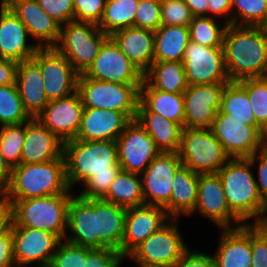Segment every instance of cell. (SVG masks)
<instances>
[{
	"instance_id": "1",
	"label": "cell",
	"mask_w": 267,
	"mask_h": 267,
	"mask_svg": "<svg viewBox=\"0 0 267 267\" xmlns=\"http://www.w3.org/2000/svg\"><path fill=\"white\" fill-rule=\"evenodd\" d=\"M63 157L69 188L82 182L85 188L79 195L84 198H103L121 170L116 141L69 140Z\"/></svg>"
},
{
	"instance_id": "2",
	"label": "cell",
	"mask_w": 267,
	"mask_h": 267,
	"mask_svg": "<svg viewBox=\"0 0 267 267\" xmlns=\"http://www.w3.org/2000/svg\"><path fill=\"white\" fill-rule=\"evenodd\" d=\"M223 49L231 81L267 77V33L262 27L228 25Z\"/></svg>"
},
{
	"instance_id": "3",
	"label": "cell",
	"mask_w": 267,
	"mask_h": 267,
	"mask_svg": "<svg viewBox=\"0 0 267 267\" xmlns=\"http://www.w3.org/2000/svg\"><path fill=\"white\" fill-rule=\"evenodd\" d=\"M66 179L65 160L17 165L12 168L7 190L0 199L9 207L17 200L70 193Z\"/></svg>"
},
{
	"instance_id": "4",
	"label": "cell",
	"mask_w": 267,
	"mask_h": 267,
	"mask_svg": "<svg viewBox=\"0 0 267 267\" xmlns=\"http://www.w3.org/2000/svg\"><path fill=\"white\" fill-rule=\"evenodd\" d=\"M247 158H230L217 172L230 211L242 222L258 219L263 201L258 193L256 177Z\"/></svg>"
},
{
	"instance_id": "5",
	"label": "cell",
	"mask_w": 267,
	"mask_h": 267,
	"mask_svg": "<svg viewBox=\"0 0 267 267\" xmlns=\"http://www.w3.org/2000/svg\"><path fill=\"white\" fill-rule=\"evenodd\" d=\"M71 197V193H61L17 200L10 206L11 227L40 229L64 240Z\"/></svg>"
},
{
	"instance_id": "6",
	"label": "cell",
	"mask_w": 267,
	"mask_h": 267,
	"mask_svg": "<svg viewBox=\"0 0 267 267\" xmlns=\"http://www.w3.org/2000/svg\"><path fill=\"white\" fill-rule=\"evenodd\" d=\"M109 37L96 24L74 20L60 26V37L54 47L80 75L92 65Z\"/></svg>"
},
{
	"instance_id": "7",
	"label": "cell",
	"mask_w": 267,
	"mask_h": 267,
	"mask_svg": "<svg viewBox=\"0 0 267 267\" xmlns=\"http://www.w3.org/2000/svg\"><path fill=\"white\" fill-rule=\"evenodd\" d=\"M177 154L198 174L217 173L230 159L210 128H182Z\"/></svg>"
},
{
	"instance_id": "8",
	"label": "cell",
	"mask_w": 267,
	"mask_h": 267,
	"mask_svg": "<svg viewBox=\"0 0 267 267\" xmlns=\"http://www.w3.org/2000/svg\"><path fill=\"white\" fill-rule=\"evenodd\" d=\"M140 87L99 81L84 74H80L77 80V91L84 107L122 112L130 120L136 119Z\"/></svg>"
},
{
	"instance_id": "9",
	"label": "cell",
	"mask_w": 267,
	"mask_h": 267,
	"mask_svg": "<svg viewBox=\"0 0 267 267\" xmlns=\"http://www.w3.org/2000/svg\"><path fill=\"white\" fill-rule=\"evenodd\" d=\"M177 223L171 218L127 257L140 267H173L189 250Z\"/></svg>"
},
{
	"instance_id": "10",
	"label": "cell",
	"mask_w": 267,
	"mask_h": 267,
	"mask_svg": "<svg viewBox=\"0 0 267 267\" xmlns=\"http://www.w3.org/2000/svg\"><path fill=\"white\" fill-rule=\"evenodd\" d=\"M189 85L227 84L223 47H205L189 40L183 56Z\"/></svg>"
},
{
	"instance_id": "11",
	"label": "cell",
	"mask_w": 267,
	"mask_h": 267,
	"mask_svg": "<svg viewBox=\"0 0 267 267\" xmlns=\"http://www.w3.org/2000/svg\"><path fill=\"white\" fill-rule=\"evenodd\" d=\"M177 153L160 152L140 175L145 205L160 206L170 216L173 178L182 166Z\"/></svg>"
},
{
	"instance_id": "12",
	"label": "cell",
	"mask_w": 267,
	"mask_h": 267,
	"mask_svg": "<svg viewBox=\"0 0 267 267\" xmlns=\"http://www.w3.org/2000/svg\"><path fill=\"white\" fill-rule=\"evenodd\" d=\"M33 59L39 64L49 101L67 97L77 91L79 74L55 47H40Z\"/></svg>"
},
{
	"instance_id": "13",
	"label": "cell",
	"mask_w": 267,
	"mask_h": 267,
	"mask_svg": "<svg viewBox=\"0 0 267 267\" xmlns=\"http://www.w3.org/2000/svg\"><path fill=\"white\" fill-rule=\"evenodd\" d=\"M210 129L230 158H249L262 149L261 126L246 125L218 111Z\"/></svg>"
},
{
	"instance_id": "14",
	"label": "cell",
	"mask_w": 267,
	"mask_h": 267,
	"mask_svg": "<svg viewBox=\"0 0 267 267\" xmlns=\"http://www.w3.org/2000/svg\"><path fill=\"white\" fill-rule=\"evenodd\" d=\"M84 75L125 85H142L143 82V73L123 54L111 37L103 43L99 55Z\"/></svg>"
},
{
	"instance_id": "15",
	"label": "cell",
	"mask_w": 267,
	"mask_h": 267,
	"mask_svg": "<svg viewBox=\"0 0 267 267\" xmlns=\"http://www.w3.org/2000/svg\"><path fill=\"white\" fill-rule=\"evenodd\" d=\"M121 170L141 175L161 152L136 120H131L116 140Z\"/></svg>"
},
{
	"instance_id": "16",
	"label": "cell",
	"mask_w": 267,
	"mask_h": 267,
	"mask_svg": "<svg viewBox=\"0 0 267 267\" xmlns=\"http://www.w3.org/2000/svg\"><path fill=\"white\" fill-rule=\"evenodd\" d=\"M195 212L209 219L221 230L238 228L243 225L230 211L217 173L199 174L197 202L189 215Z\"/></svg>"
},
{
	"instance_id": "17",
	"label": "cell",
	"mask_w": 267,
	"mask_h": 267,
	"mask_svg": "<svg viewBox=\"0 0 267 267\" xmlns=\"http://www.w3.org/2000/svg\"><path fill=\"white\" fill-rule=\"evenodd\" d=\"M227 84L189 85L183 92L184 128H211Z\"/></svg>"
},
{
	"instance_id": "18",
	"label": "cell",
	"mask_w": 267,
	"mask_h": 267,
	"mask_svg": "<svg viewBox=\"0 0 267 267\" xmlns=\"http://www.w3.org/2000/svg\"><path fill=\"white\" fill-rule=\"evenodd\" d=\"M16 265L49 266L61 239L55 234L35 228L11 227Z\"/></svg>"
},
{
	"instance_id": "19",
	"label": "cell",
	"mask_w": 267,
	"mask_h": 267,
	"mask_svg": "<svg viewBox=\"0 0 267 267\" xmlns=\"http://www.w3.org/2000/svg\"><path fill=\"white\" fill-rule=\"evenodd\" d=\"M84 106L81 97L75 93L51 100L36 117L62 142L73 140L79 131Z\"/></svg>"
},
{
	"instance_id": "20",
	"label": "cell",
	"mask_w": 267,
	"mask_h": 267,
	"mask_svg": "<svg viewBox=\"0 0 267 267\" xmlns=\"http://www.w3.org/2000/svg\"><path fill=\"white\" fill-rule=\"evenodd\" d=\"M171 217L160 206L143 205L126 210L125 233L121 243L124 258L150 235L165 225Z\"/></svg>"
},
{
	"instance_id": "21",
	"label": "cell",
	"mask_w": 267,
	"mask_h": 267,
	"mask_svg": "<svg viewBox=\"0 0 267 267\" xmlns=\"http://www.w3.org/2000/svg\"><path fill=\"white\" fill-rule=\"evenodd\" d=\"M5 4L27 28L39 47H54L60 37V25L39 5L37 0H6Z\"/></svg>"
},
{
	"instance_id": "22",
	"label": "cell",
	"mask_w": 267,
	"mask_h": 267,
	"mask_svg": "<svg viewBox=\"0 0 267 267\" xmlns=\"http://www.w3.org/2000/svg\"><path fill=\"white\" fill-rule=\"evenodd\" d=\"M30 36L25 25L6 4H0V57L22 62L31 59L40 48L28 44Z\"/></svg>"
},
{
	"instance_id": "23",
	"label": "cell",
	"mask_w": 267,
	"mask_h": 267,
	"mask_svg": "<svg viewBox=\"0 0 267 267\" xmlns=\"http://www.w3.org/2000/svg\"><path fill=\"white\" fill-rule=\"evenodd\" d=\"M68 231L71 235L67 233L64 240L83 247L99 248L94 198L72 195L68 205Z\"/></svg>"
},
{
	"instance_id": "24",
	"label": "cell",
	"mask_w": 267,
	"mask_h": 267,
	"mask_svg": "<svg viewBox=\"0 0 267 267\" xmlns=\"http://www.w3.org/2000/svg\"><path fill=\"white\" fill-rule=\"evenodd\" d=\"M131 120L122 112L84 107L76 135L82 141H116Z\"/></svg>"
},
{
	"instance_id": "25",
	"label": "cell",
	"mask_w": 267,
	"mask_h": 267,
	"mask_svg": "<svg viewBox=\"0 0 267 267\" xmlns=\"http://www.w3.org/2000/svg\"><path fill=\"white\" fill-rule=\"evenodd\" d=\"M62 142L37 118L26 122L21 163H45L63 156Z\"/></svg>"
},
{
	"instance_id": "26",
	"label": "cell",
	"mask_w": 267,
	"mask_h": 267,
	"mask_svg": "<svg viewBox=\"0 0 267 267\" xmlns=\"http://www.w3.org/2000/svg\"><path fill=\"white\" fill-rule=\"evenodd\" d=\"M214 255V267H251V223L238 228L222 229Z\"/></svg>"
},
{
	"instance_id": "27",
	"label": "cell",
	"mask_w": 267,
	"mask_h": 267,
	"mask_svg": "<svg viewBox=\"0 0 267 267\" xmlns=\"http://www.w3.org/2000/svg\"><path fill=\"white\" fill-rule=\"evenodd\" d=\"M16 85L25 110L32 118H36L50 101L44 90L39 64L33 58L18 62Z\"/></svg>"
},
{
	"instance_id": "28",
	"label": "cell",
	"mask_w": 267,
	"mask_h": 267,
	"mask_svg": "<svg viewBox=\"0 0 267 267\" xmlns=\"http://www.w3.org/2000/svg\"><path fill=\"white\" fill-rule=\"evenodd\" d=\"M110 37L143 74L154 63V31L129 27L114 32Z\"/></svg>"
},
{
	"instance_id": "29",
	"label": "cell",
	"mask_w": 267,
	"mask_h": 267,
	"mask_svg": "<svg viewBox=\"0 0 267 267\" xmlns=\"http://www.w3.org/2000/svg\"><path fill=\"white\" fill-rule=\"evenodd\" d=\"M126 210L103 198H94L99 248H112L121 253L125 233Z\"/></svg>"
},
{
	"instance_id": "30",
	"label": "cell",
	"mask_w": 267,
	"mask_h": 267,
	"mask_svg": "<svg viewBox=\"0 0 267 267\" xmlns=\"http://www.w3.org/2000/svg\"><path fill=\"white\" fill-rule=\"evenodd\" d=\"M136 121L146 130L161 152L177 153L182 127L155 112H150L140 101Z\"/></svg>"
},
{
	"instance_id": "31",
	"label": "cell",
	"mask_w": 267,
	"mask_h": 267,
	"mask_svg": "<svg viewBox=\"0 0 267 267\" xmlns=\"http://www.w3.org/2000/svg\"><path fill=\"white\" fill-rule=\"evenodd\" d=\"M139 101L150 111L184 128L183 93H170L151 88L144 80L139 88Z\"/></svg>"
},
{
	"instance_id": "32",
	"label": "cell",
	"mask_w": 267,
	"mask_h": 267,
	"mask_svg": "<svg viewBox=\"0 0 267 267\" xmlns=\"http://www.w3.org/2000/svg\"><path fill=\"white\" fill-rule=\"evenodd\" d=\"M199 174L185 166H181L174 175L170 196V217L189 214L197 202Z\"/></svg>"
},
{
	"instance_id": "33",
	"label": "cell",
	"mask_w": 267,
	"mask_h": 267,
	"mask_svg": "<svg viewBox=\"0 0 267 267\" xmlns=\"http://www.w3.org/2000/svg\"><path fill=\"white\" fill-rule=\"evenodd\" d=\"M189 40V27L160 26L154 31V62H182Z\"/></svg>"
},
{
	"instance_id": "34",
	"label": "cell",
	"mask_w": 267,
	"mask_h": 267,
	"mask_svg": "<svg viewBox=\"0 0 267 267\" xmlns=\"http://www.w3.org/2000/svg\"><path fill=\"white\" fill-rule=\"evenodd\" d=\"M143 80L153 89L170 93H183L189 86L183 62H154Z\"/></svg>"
},
{
	"instance_id": "35",
	"label": "cell",
	"mask_w": 267,
	"mask_h": 267,
	"mask_svg": "<svg viewBox=\"0 0 267 267\" xmlns=\"http://www.w3.org/2000/svg\"><path fill=\"white\" fill-rule=\"evenodd\" d=\"M103 199L125 209L145 205L140 175L120 170Z\"/></svg>"
},
{
	"instance_id": "36",
	"label": "cell",
	"mask_w": 267,
	"mask_h": 267,
	"mask_svg": "<svg viewBox=\"0 0 267 267\" xmlns=\"http://www.w3.org/2000/svg\"><path fill=\"white\" fill-rule=\"evenodd\" d=\"M221 113L229 114V118L244 121V124L260 126L255 119L246 87L240 81H230L222 94Z\"/></svg>"
},
{
	"instance_id": "37",
	"label": "cell",
	"mask_w": 267,
	"mask_h": 267,
	"mask_svg": "<svg viewBox=\"0 0 267 267\" xmlns=\"http://www.w3.org/2000/svg\"><path fill=\"white\" fill-rule=\"evenodd\" d=\"M138 0H107L100 23L97 25L108 36L135 27Z\"/></svg>"
},
{
	"instance_id": "38",
	"label": "cell",
	"mask_w": 267,
	"mask_h": 267,
	"mask_svg": "<svg viewBox=\"0 0 267 267\" xmlns=\"http://www.w3.org/2000/svg\"><path fill=\"white\" fill-rule=\"evenodd\" d=\"M31 119L24 108L17 85L0 86V125L21 124Z\"/></svg>"
},
{
	"instance_id": "39",
	"label": "cell",
	"mask_w": 267,
	"mask_h": 267,
	"mask_svg": "<svg viewBox=\"0 0 267 267\" xmlns=\"http://www.w3.org/2000/svg\"><path fill=\"white\" fill-rule=\"evenodd\" d=\"M216 18L193 16L189 24L190 40L205 47H223V37L228 25H218Z\"/></svg>"
},
{
	"instance_id": "40",
	"label": "cell",
	"mask_w": 267,
	"mask_h": 267,
	"mask_svg": "<svg viewBox=\"0 0 267 267\" xmlns=\"http://www.w3.org/2000/svg\"><path fill=\"white\" fill-rule=\"evenodd\" d=\"M266 21L267 0H232V25L262 27Z\"/></svg>"
},
{
	"instance_id": "41",
	"label": "cell",
	"mask_w": 267,
	"mask_h": 267,
	"mask_svg": "<svg viewBox=\"0 0 267 267\" xmlns=\"http://www.w3.org/2000/svg\"><path fill=\"white\" fill-rule=\"evenodd\" d=\"M0 151L11 168L21 164L26 122L0 127Z\"/></svg>"
},
{
	"instance_id": "42",
	"label": "cell",
	"mask_w": 267,
	"mask_h": 267,
	"mask_svg": "<svg viewBox=\"0 0 267 267\" xmlns=\"http://www.w3.org/2000/svg\"><path fill=\"white\" fill-rule=\"evenodd\" d=\"M240 82L246 87L256 122L264 125L267 122V77L243 79Z\"/></svg>"
},
{
	"instance_id": "43",
	"label": "cell",
	"mask_w": 267,
	"mask_h": 267,
	"mask_svg": "<svg viewBox=\"0 0 267 267\" xmlns=\"http://www.w3.org/2000/svg\"><path fill=\"white\" fill-rule=\"evenodd\" d=\"M91 249L61 240L48 267H83V258Z\"/></svg>"
},
{
	"instance_id": "44",
	"label": "cell",
	"mask_w": 267,
	"mask_h": 267,
	"mask_svg": "<svg viewBox=\"0 0 267 267\" xmlns=\"http://www.w3.org/2000/svg\"><path fill=\"white\" fill-rule=\"evenodd\" d=\"M161 1V26H186L192 22L193 15L184 0Z\"/></svg>"
},
{
	"instance_id": "45",
	"label": "cell",
	"mask_w": 267,
	"mask_h": 267,
	"mask_svg": "<svg viewBox=\"0 0 267 267\" xmlns=\"http://www.w3.org/2000/svg\"><path fill=\"white\" fill-rule=\"evenodd\" d=\"M161 26V1L138 0L135 27L156 31Z\"/></svg>"
},
{
	"instance_id": "46",
	"label": "cell",
	"mask_w": 267,
	"mask_h": 267,
	"mask_svg": "<svg viewBox=\"0 0 267 267\" xmlns=\"http://www.w3.org/2000/svg\"><path fill=\"white\" fill-rule=\"evenodd\" d=\"M107 0H73L74 20L98 25Z\"/></svg>"
},
{
	"instance_id": "47",
	"label": "cell",
	"mask_w": 267,
	"mask_h": 267,
	"mask_svg": "<svg viewBox=\"0 0 267 267\" xmlns=\"http://www.w3.org/2000/svg\"><path fill=\"white\" fill-rule=\"evenodd\" d=\"M125 258L112 248H92L83 258V267H120Z\"/></svg>"
},
{
	"instance_id": "48",
	"label": "cell",
	"mask_w": 267,
	"mask_h": 267,
	"mask_svg": "<svg viewBox=\"0 0 267 267\" xmlns=\"http://www.w3.org/2000/svg\"><path fill=\"white\" fill-rule=\"evenodd\" d=\"M40 7L60 26L74 21L73 0H37Z\"/></svg>"
},
{
	"instance_id": "49",
	"label": "cell",
	"mask_w": 267,
	"mask_h": 267,
	"mask_svg": "<svg viewBox=\"0 0 267 267\" xmlns=\"http://www.w3.org/2000/svg\"><path fill=\"white\" fill-rule=\"evenodd\" d=\"M251 267H267V231L251 223Z\"/></svg>"
},
{
	"instance_id": "50",
	"label": "cell",
	"mask_w": 267,
	"mask_h": 267,
	"mask_svg": "<svg viewBox=\"0 0 267 267\" xmlns=\"http://www.w3.org/2000/svg\"><path fill=\"white\" fill-rule=\"evenodd\" d=\"M247 159L254 167L255 164H258V181L256 179L257 190L262 201H265L267 199V150L261 149Z\"/></svg>"
},
{
	"instance_id": "51",
	"label": "cell",
	"mask_w": 267,
	"mask_h": 267,
	"mask_svg": "<svg viewBox=\"0 0 267 267\" xmlns=\"http://www.w3.org/2000/svg\"><path fill=\"white\" fill-rule=\"evenodd\" d=\"M173 267H214L210 254L188 250Z\"/></svg>"
},
{
	"instance_id": "52",
	"label": "cell",
	"mask_w": 267,
	"mask_h": 267,
	"mask_svg": "<svg viewBox=\"0 0 267 267\" xmlns=\"http://www.w3.org/2000/svg\"><path fill=\"white\" fill-rule=\"evenodd\" d=\"M13 236L10 227L0 235V267H14Z\"/></svg>"
},
{
	"instance_id": "53",
	"label": "cell",
	"mask_w": 267,
	"mask_h": 267,
	"mask_svg": "<svg viewBox=\"0 0 267 267\" xmlns=\"http://www.w3.org/2000/svg\"><path fill=\"white\" fill-rule=\"evenodd\" d=\"M208 3L210 17L218 20L225 17L226 21L223 24L232 25V0H208Z\"/></svg>"
},
{
	"instance_id": "54",
	"label": "cell",
	"mask_w": 267,
	"mask_h": 267,
	"mask_svg": "<svg viewBox=\"0 0 267 267\" xmlns=\"http://www.w3.org/2000/svg\"><path fill=\"white\" fill-rule=\"evenodd\" d=\"M18 62L0 57V86L16 84Z\"/></svg>"
},
{
	"instance_id": "55",
	"label": "cell",
	"mask_w": 267,
	"mask_h": 267,
	"mask_svg": "<svg viewBox=\"0 0 267 267\" xmlns=\"http://www.w3.org/2000/svg\"><path fill=\"white\" fill-rule=\"evenodd\" d=\"M12 168L4 160V157L0 151V197L7 190L10 178H11Z\"/></svg>"
},
{
	"instance_id": "56",
	"label": "cell",
	"mask_w": 267,
	"mask_h": 267,
	"mask_svg": "<svg viewBox=\"0 0 267 267\" xmlns=\"http://www.w3.org/2000/svg\"><path fill=\"white\" fill-rule=\"evenodd\" d=\"M189 7L193 16H209L208 15V0H184Z\"/></svg>"
},
{
	"instance_id": "57",
	"label": "cell",
	"mask_w": 267,
	"mask_h": 267,
	"mask_svg": "<svg viewBox=\"0 0 267 267\" xmlns=\"http://www.w3.org/2000/svg\"><path fill=\"white\" fill-rule=\"evenodd\" d=\"M11 224L10 207L0 199V235L3 234Z\"/></svg>"
},
{
	"instance_id": "58",
	"label": "cell",
	"mask_w": 267,
	"mask_h": 267,
	"mask_svg": "<svg viewBox=\"0 0 267 267\" xmlns=\"http://www.w3.org/2000/svg\"><path fill=\"white\" fill-rule=\"evenodd\" d=\"M258 229L267 231V199L263 201V207L258 219L253 223Z\"/></svg>"
},
{
	"instance_id": "59",
	"label": "cell",
	"mask_w": 267,
	"mask_h": 267,
	"mask_svg": "<svg viewBox=\"0 0 267 267\" xmlns=\"http://www.w3.org/2000/svg\"><path fill=\"white\" fill-rule=\"evenodd\" d=\"M260 143L263 150H267V122L260 129Z\"/></svg>"
},
{
	"instance_id": "60",
	"label": "cell",
	"mask_w": 267,
	"mask_h": 267,
	"mask_svg": "<svg viewBox=\"0 0 267 267\" xmlns=\"http://www.w3.org/2000/svg\"><path fill=\"white\" fill-rule=\"evenodd\" d=\"M14 267H33V266H29V265H15ZM34 267H48V266H38V265H35Z\"/></svg>"
},
{
	"instance_id": "61",
	"label": "cell",
	"mask_w": 267,
	"mask_h": 267,
	"mask_svg": "<svg viewBox=\"0 0 267 267\" xmlns=\"http://www.w3.org/2000/svg\"><path fill=\"white\" fill-rule=\"evenodd\" d=\"M262 28H263L264 31L267 33V21H266L265 24L262 26Z\"/></svg>"
},
{
	"instance_id": "62",
	"label": "cell",
	"mask_w": 267,
	"mask_h": 267,
	"mask_svg": "<svg viewBox=\"0 0 267 267\" xmlns=\"http://www.w3.org/2000/svg\"><path fill=\"white\" fill-rule=\"evenodd\" d=\"M6 0H1L0 4H5Z\"/></svg>"
}]
</instances>
